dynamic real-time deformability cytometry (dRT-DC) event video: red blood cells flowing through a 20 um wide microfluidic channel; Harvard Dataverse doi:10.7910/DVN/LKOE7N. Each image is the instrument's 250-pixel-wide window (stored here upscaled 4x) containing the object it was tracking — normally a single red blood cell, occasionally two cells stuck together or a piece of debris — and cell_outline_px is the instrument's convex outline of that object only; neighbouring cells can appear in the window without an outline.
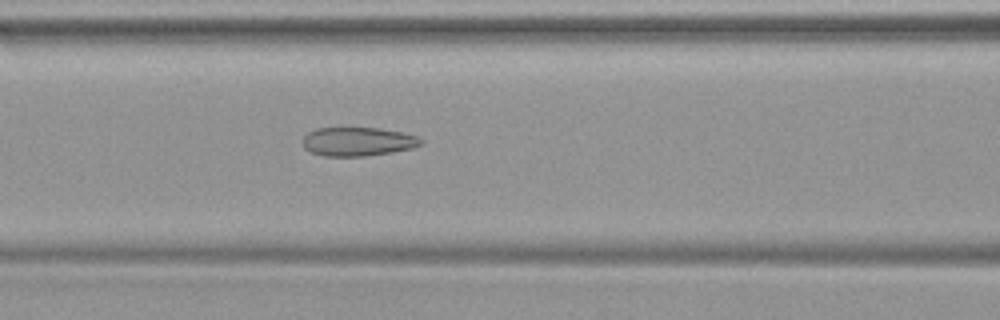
{"species": "common noctule bat (a hibernating species)", "species_latin": "Nyctalus noctula", "temperature_condition": "warm", "stored_images_in_passage": 47, "camera_frame_rate_fps": 3000, "um_per_image_px": 0.085, "animal": {"sex": "female", "body_mass_g": 19.9}, "frame": {"image": 1, "passage_image": 20, "time_ms": 6.333, "image_size_px": [1000, 320], "cell_outline_px": [[424, 144], [412, 148], [364, 156], [324, 156], [312, 152], [304, 148], [304, 136], [308, 132], [316, 128], [348, 124], [380, 128], [400, 132], [416, 136], [424, 140]], "centroid_in_image_um": [30.39, 11.97], "position_along_channel_um": 136.2, "area_um2": 20.58}}
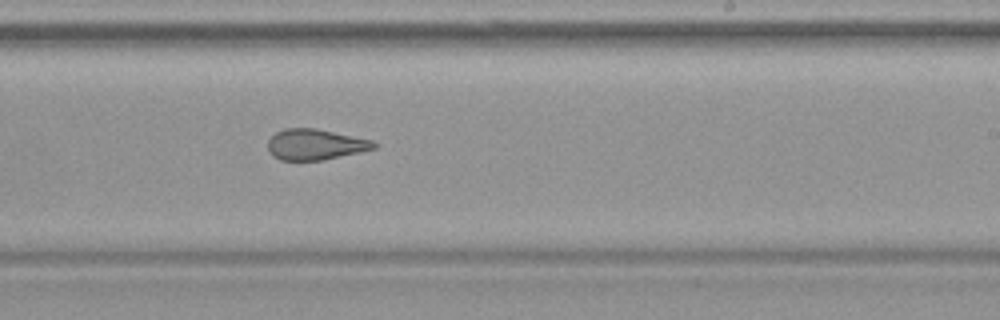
{"frame": {"image": 2, "passage_image": 29, "time_ms": 9.333, "image_size_px": [1000, 320], "cell_outline_px": [[376, 148], [320, 160], [280, 160], [272, 156], [268, 152], [268, 140], [276, 132], [284, 128], [316, 128], [372, 140], [376, 144]], "centroid_in_image_um": [26.74, 12.27], "position_along_channel_um": 262.3, "area_um2": 18.84}}
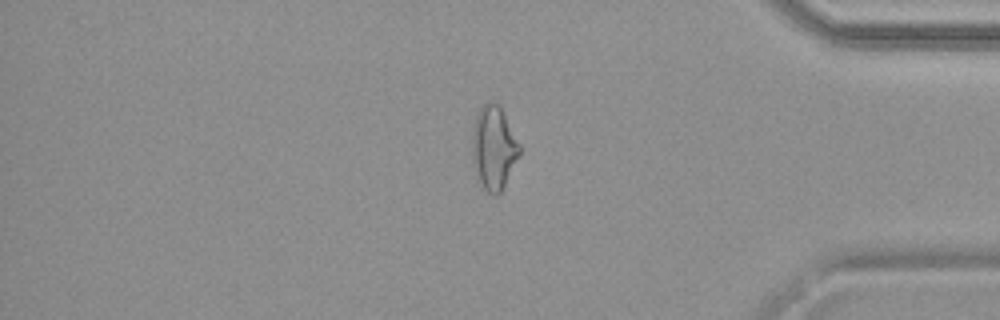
{"frame": {"image": 3, "passage_image": 40, "time_ms": 13.0, "image_size_px": [1000, 320], "cell_outline_px": [[520, 152], [500, 192], [496, 196], [492, 196], [484, 188], [480, 180], [476, 164], [472, 144], [472, 132], [476, 112], [488, 100], [492, 100], [500, 104], [520, 144]], "centroid_in_image_um": [41.98, 12.45], "position_along_channel_um": 393.2, "area_um2": 22.54}}